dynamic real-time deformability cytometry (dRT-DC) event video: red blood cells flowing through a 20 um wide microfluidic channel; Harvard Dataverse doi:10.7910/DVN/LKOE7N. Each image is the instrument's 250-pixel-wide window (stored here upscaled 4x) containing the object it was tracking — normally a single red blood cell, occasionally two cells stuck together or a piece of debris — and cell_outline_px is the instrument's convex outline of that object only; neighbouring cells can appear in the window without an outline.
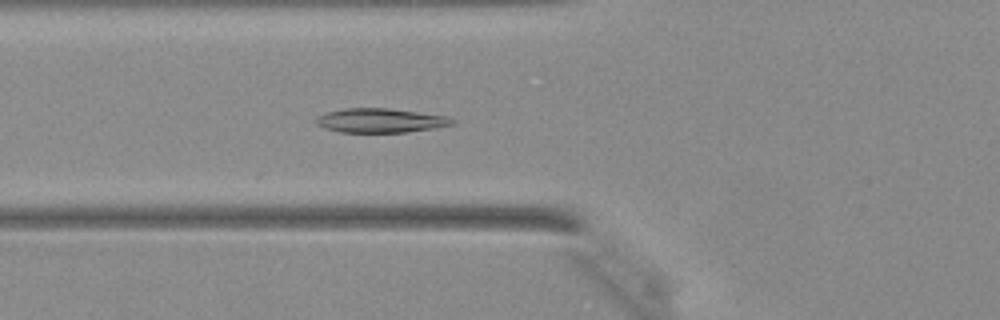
{"species": "Egyptian fruit bat (a non-hibernating species)", "species_latin": "Rousettus aegyptiacus", "temperature_condition": "warm", "stored_images_in_passage": 35, "camera_frame_rate_fps": 3000, "um_per_image_px": 0.085, "animal": {"sex": "female"}, "frame": {"image": 1, "passage_image": 8, "time_ms": 2.333, "image_size_px": [1000, 320], "cell_outline_px": [[456, 120], [452, 124], [432, 128], [404, 132], [340, 132], [324, 128], [316, 124], [316, 120], [320, 116], [328, 112], [344, 108], [388, 108], [448, 116]], "centroid_in_image_um": [32.34, 10.24], "position_along_channel_um": 93.5, "area_um2": 18.96}}
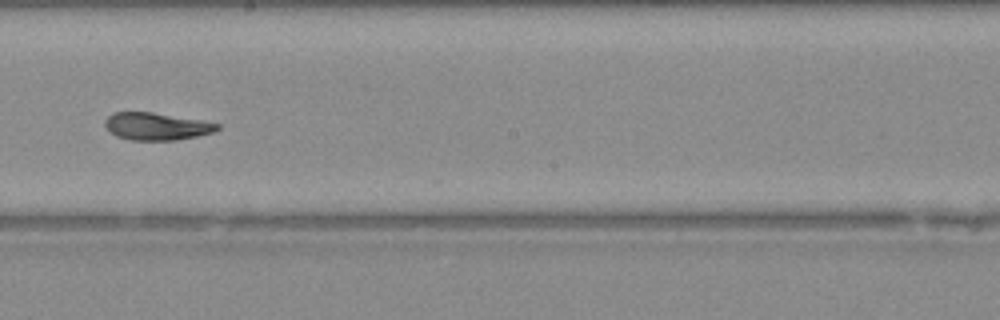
{"frame": {"image": 2, "passage_image": 17, "time_ms": 5.333, "image_size_px": [1000, 320], "cell_outline_px": [[220, 128], [212, 132], [196, 136], [176, 140], [128, 140], [116, 136], [104, 124], [104, 120], [112, 112], [152, 112], [200, 120], [220, 124]], "centroid_in_image_um": [13.28, 10.74], "position_along_channel_um": 234.9, "area_um2": 17.8}}
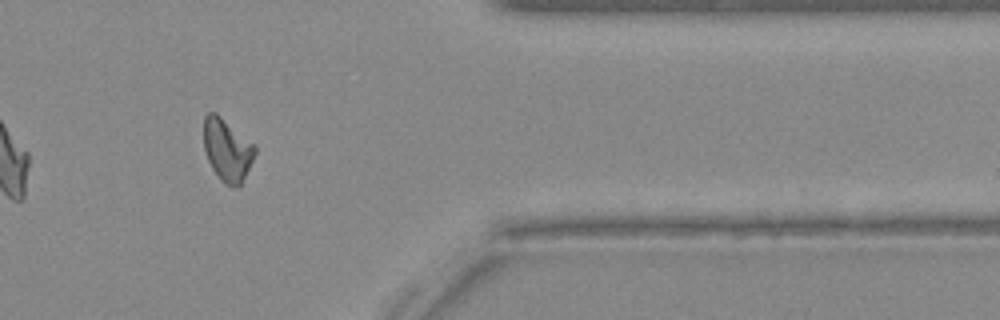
{"frame": {"image": 3, "passage_image": 28, "time_ms": 9.0, "image_size_px": [1000, 320], "cell_outline_px": [[256, 152], [240, 184], [236, 188], [232, 188], [220, 180], [212, 168], [208, 160], [204, 148], [204, 116], [208, 112], [216, 112], [252, 144], [256, 148]], "centroid_in_image_um": [19.27, 12.75], "position_along_channel_um": 392.1, "area_um2": 18.15}}